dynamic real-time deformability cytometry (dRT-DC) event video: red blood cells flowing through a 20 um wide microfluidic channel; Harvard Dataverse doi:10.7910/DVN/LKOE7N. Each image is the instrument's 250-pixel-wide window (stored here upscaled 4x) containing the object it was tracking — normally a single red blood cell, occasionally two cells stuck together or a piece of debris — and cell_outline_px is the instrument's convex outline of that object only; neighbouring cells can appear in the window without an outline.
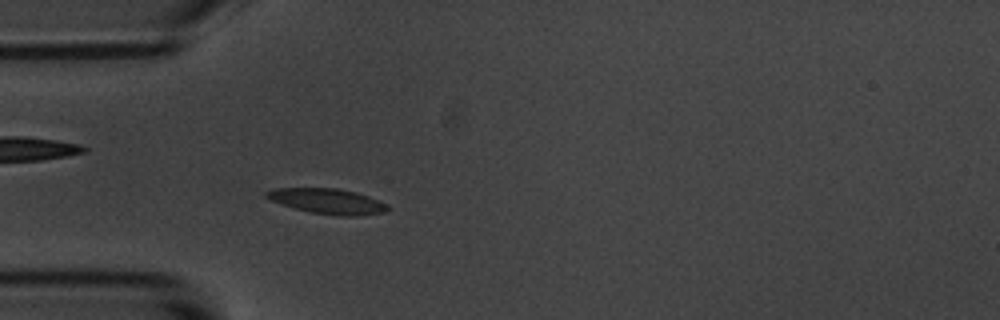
{"species": "common noctule bat (a hibernating species)", "species_latin": "Nyctalus noctula", "temperature_condition": "room temperature", "stored_images_in_passage": 54, "camera_frame_rate_fps": 3000, "um_per_image_px": 0.085, "animal": {"sex": "male", "body_mass_g": 20.1, "forearm_length_mm": 53.5}, "frame": {"image": 1, "passage_image": 14, "time_ms": 4.333, "image_size_px": [1000, 320], "cell_outline_px": [[388, 208], [384, 212], [360, 216], [340, 216], [312, 212], [296, 208], [272, 200], [264, 196], [264, 192], [276, 188], [336, 188], [356, 192], [368, 196], [388, 204]], "centroid_in_image_um": [27.87, 17.1], "position_along_channel_um": 57.1, "area_um2": 17.63}}
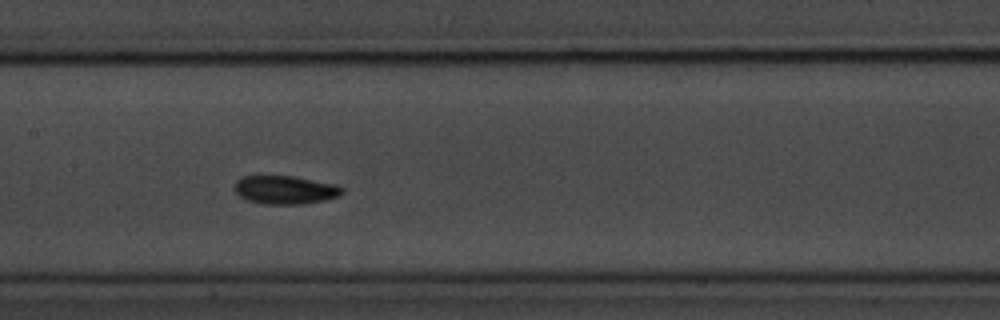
{"frame": {"image": 2, "passage_image": 25, "time_ms": 8.0, "image_size_px": [1000, 320], "cell_outline_px": [[344, 192], [340, 196], [324, 200], [304, 204], [264, 204], [248, 200], [240, 196], [232, 188], [236, 180], [240, 176], [260, 172], [292, 176], [336, 184], [344, 188]], "centroid_in_image_um": [24.16, 16.08], "position_along_channel_um": 183.2, "area_um2": 18.73}}
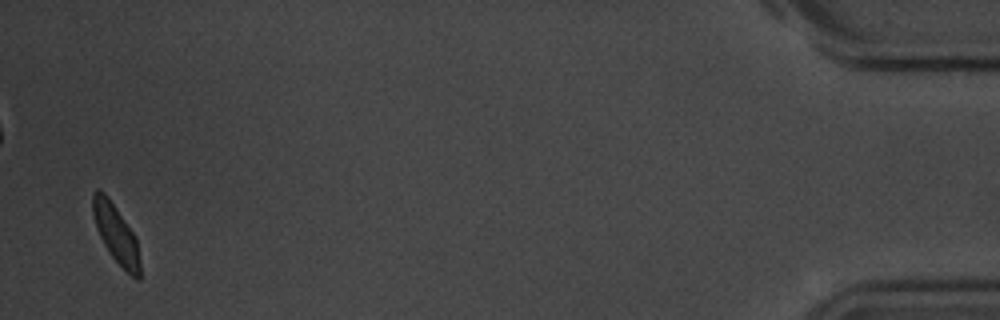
{"frame": {"image": 3, "passage_image": 53, "time_ms": 17.333, "image_size_px": [1000, 320], "cell_outline_px": [[140, 280], [136, 280], [108, 252], [96, 228], [92, 212], [92, 192], [96, 188], [100, 188], [108, 196], [136, 236], [140, 260]], "centroid_in_image_um": [9.85, 19.83], "position_along_channel_um": 425.4, "area_um2": 16.18}, "authors_computed_cell_mechanics": {"area_um2": 16.7042, "velocity_mm_per_s": 3.5348, "shape_relaxation_time_tau1_ms": 2.5577, "shape_relaxation_time_tau2_ms": null, "deformation_change_tau1": 0.1138, "deformation_change_tau2": null}}